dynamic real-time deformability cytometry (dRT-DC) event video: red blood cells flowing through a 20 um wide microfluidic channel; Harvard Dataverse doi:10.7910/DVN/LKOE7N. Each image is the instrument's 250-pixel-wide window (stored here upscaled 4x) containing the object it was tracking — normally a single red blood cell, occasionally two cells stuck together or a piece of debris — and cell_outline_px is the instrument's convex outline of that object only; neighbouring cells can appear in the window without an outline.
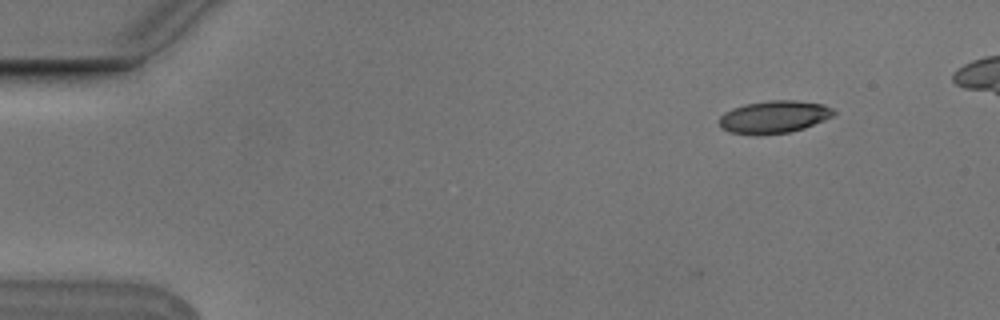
{"species": "Egyptian fruit bat (a non-hibernating species)", "species_latin": "Rousettus aegyptiacus", "temperature_condition": "cold", "stored_images_in_passage": 6, "camera_frame_rate_fps": 3000, "um_per_image_px": 0.085, "animal": {"sex": "male"}, "frame": {"image": 1, "passage_image": 2, "time_ms": 0.333, "image_size_px": [1000, 320], "cell_outline_px": [[836, 112], [832, 116], [824, 120], [804, 128], [788, 132], [760, 136], [756, 136], [728, 132], [720, 128], [720, 116], [724, 112], [732, 108], [744, 104], [772, 100], [792, 100], [824, 104], [832, 108]], "centroid_in_image_um": [65.75, 9.95], "position_along_channel_um": 19.2, "area_um2": 21.91}}